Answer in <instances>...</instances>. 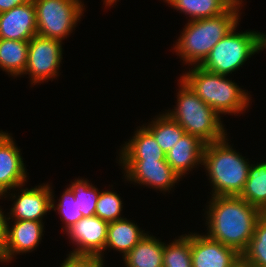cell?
Returning a JSON list of instances; mask_svg holds the SVG:
<instances>
[{
  "mask_svg": "<svg viewBox=\"0 0 266 267\" xmlns=\"http://www.w3.org/2000/svg\"><path fill=\"white\" fill-rule=\"evenodd\" d=\"M205 224L207 236L223 245L236 249L240 254L247 248L260 209L239 196H211Z\"/></svg>",
  "mask_w": 266,
  "mask_h": 267,
  "instance_id": "cell-1",
  "label": "cell"
},
{
  "mask_svg": "<svg viewBox=\"0 0 266 267\" xmlns=\"http://www.w3.org/2000/svg\"><path fill=\"white\" fill-rule=\"evenodd\" d=\"M238 5H232L225 13L211 18L191 20L183 28L174 49L186 63L200 66L211 49L239 24Z\"/></svg>",
  "mask_w": 266,
  "mask_h": 267,
  "instance_id": "cell-2",
  "label": "cell"
},
{
  "mask_svg": "<svg viewBox=\"0 0 266 267\" xmlns=\"http://www.w3.org/2000/svg\"><path fill=\"white\" fill-rule=\"evenodd\" d=\"M228 138L205 144L202 165L212 183V196H239L251 164L232 149Z\"/></svg>",
  "mask_w": 266,
  "mask_h": 267,
  "instance_id": "cell-3",
  "label": "cell"
},
{
  "mask_svg": "<svg viewBox=\"0 0 266 267\" xmlns=\"http://www.w3.org/2000/svg\"><path fill=\"white\" fill-rule=\"evenodd\" d=\"M193 67L180 78L214 111L219 115L245 111L251 100L246 90L228 80L226 75L209 72L200 66Z\"/></svg>",
  "mask_w": 266,
  "mask_h": 267,
  "instance_id": "cell-4",
  "label": "cell"
},
{
  "mask_svg": "<svg viewBox=\"0 0 266 267\" xmlns=\"http://www.w3.org/2000/svg\"><path fill=\"white\" fill-rule=\"evenodd\" d=\"M177 104L167 115L176 121L187 134L198 137L205 144L222 140L226 137L220 115L206 104L182 80H179Z\"/></svg>",
  "mask_w": 266,
  "mask_h": 267,
  "instance_id": "cell-5",
  "label": "cell"
},
{
  "mask_svg": "<svg viewBox=\"0 0 266 267\" xmlns=\"http://www.w3.org/2000/svg\"><path fill=\"white\" fill-rule=\"evenodd\" d=\"M235 30L236 27L211 49L200 67L227 76L242 67L249 57L264 49L263 33L247 30L236 33Z\"/></svg>",
  "mask_w": 266,
  "mask_h": 267,
  "instance_id": "cell-6",
  "label": "cell"
},
{
  "mask_svg": "<svg viewBox=\"0 0 266 267\" xmlns=\"http://www.w3.org/2000/svg\"><path fill=\"white\" fill-rule=\"evenodd\" d=\"M37 35L62 41L72 33L83 14L80 0H33Z\"/></svg>",
  "mask_w": 266,
  "mask_h": 267,
  "instance_id": "cell-7",
  "label": "cell"
},
{
  "mask_svg": "<svg viewBox=\"0 0 266 267\" xmlns=\"http://www.w3.org/2000/svg\"><path fill=\"white\" fill-rule=\"evenodd\" d=\"M62 41L34 36L29 41L27 66L23 74L30 75L31 84L59 76L62 58Z\"/></svg>",
  "mask_w": 266,
  "mask_h": 267,
  "instance_id": "cell-8",
  "label": "cell"
},
{
  "mask_svg": "<svg viewBox=\"0 0 266 267\" xmlns=\"http://www.w3.org/2000/svg\"><path fill=\"white\" fill-rule=\"evenodd\" d=\"M129 181L146 185L156 190L168 191L177 181L179 175L166 160H119Z\"/></svg>",
  "mask_w": 266,
  "mask_h": 267,
  "instance_id": "cell-9",
  "label": "cell"
},
{
  "mask_svg": "<svg viewBox=\"0 0 266 267\" xmlns=\"http://www.w3.org/2000/svg\"><path fill=\"white\" fill-rule=\"evenodd\" d=\"M108 222L93 215L82 217L79 222L66 230L70 240L77 245L71 251L76 255H95L103 259L105 250Z\"/></svg>",
  "mask_w": 266,
  "mask_h": 267,
  "instance_id": "cell-10",
  "label": "cell"
},
{
  "mask_svg": "<svg viewBox=\"0 0 266 267\" xmlns=\"http://www.w3.org/2000/svg\"><path fill=\"white\" fill-rule=\"evenodd\" d=\"M192 267H230L241 254L234 248L209 238L191 233Z\"/></svg>",
  "mask_w": 266,
  "mask_h": 267,
  "instance_id": "cell-11",
  "label": "cell"
},
{
  "mask_svg": "<svg viewBox=\"0 0 266 267\" xmlns=\"http://www.w3.org/2000/svg\"><path fill=\"white\" fill-rule=\"evenodd\" d=\"M37 35L33 1L0 13V39L30 41Z\"/></svg>",
  "mask_w": 266,
  "mask_h": 267,
  "instance_id": "cell-12",
  "label": "cell"
},
{
  "mask_svg": "<svg viewBox=\"0 0 266 267\" xmlns=\"http://www.w3.org/2000/svg\"><path fill=\"white\" fill-rule=\"evenodd\" d=\"M8 133L0 140V193H9L12 188L22 187L27 182L23 157L13 137Z\"/></svg>",
  "mask_w": 266,
  "mask_h": 267,
  "instance_id": "cell-13",
  "label": "cell"
},
{
  "mask_svg": "<svg viewBox=\"0 0 266 267\" xmlns=\"http://www.w3.org/2000/svg\"><path fill=\"white\" fill-rule=\"evenodd\" d=\"M43 222L15 220L14 225L7 223L6 244L2 262H9L17 253L32 252L39 245L43 235Z\"/></svg>",
  "mask_w": 266,
  "mask_h": 267,
  "instance_id": "cell-14",
  "label": "cell"
},
{
  "mask_svg": "<svg viewBox=\"0 0 266 267\" xmlns=\"http://www.w3.org/2000/svg\"><path fill=\"white\" fill-rule=\"evenodd\" d=\"M14 207L10 215L14 220H32L42 222L43 216L51 210L52 189L49 184L36 186L31 189H21L18 197L13 194Z\"/></svg>",
  "mask_w": 266,
  "mask_h": 267,
  "instance_id": "cell-15",
  "label": "cell"
},
{
  "mask_svg": "<svg viewBox=\"0 0 266 267\" xmlns=\"http://www.w3.org/2000/svg\"><path fill=\"white\" fill-rule=\"evenodd\" d=\"M204 147L198 137L185 133L166 153V161L181 178L196 165H202Z\"/></svg>",
  "mask_w": 266,
  "mask_h": 267,
  "instance_id": "cell-16",
  "label": "cell"
},
{
  "mask_svg": "<svg viewBox=\"0 0 266 267\" xmlns=\"http://www.w3.org/2000/svg\"><path fill=\"white\" fill-rule=\"evenodd\" d=\"M120 151L119 160H166L154 136L142 125Z\"/></svg>",
  "mask_w": 266,
  "mask_h": 267,
  "instance_id": "cell-17",
  "label": "cell"
},
{
  "mask_svg": "<svg viewBox=\"0 0 266 267\" xmlns=\"http://www.w3.org/2000/svg\"><path fill=\"white\" fill-rule=\"evenodd\" d=\"M147 235L135 223L121 218L108 224L105 249L111 248L123 253L124 256Z\"/></svg>",
  "mask_w": 266,
  "mask_h": 267,
  "instance_id": "cell-18",
  "label": "cell"
},
{
  "mask_svg": "<svg viewBox=\"0 0 266 267\" xmlns=\"http://www.w3.org/2000/svg\"><path fill=\"white\" fill-rule=\"evenodd\" d=\"M163 249L164 242L147 234L124 256L123 261L126 267H163Z\"/></svg>",
  "mask_w": 266,
  "mask_h": 267,
  "instance_id": "cell-19",
  "label": "cell"
},
{
  "mask_svg": "<svg viewBox=\"0 0 266 267\" xmlns=\"http://www.w3.org/2000/svg\"><path fill=\"white\" fill-rule=\"evenodd\" d=\"M29 41L0 39V67L13 77L22 75L27 66Z\"/></svg>",
  "mask_w": 266,
  "mask_h": 267,
  "instance_id": "cell-20",
  "label": "cell"
},
{
  "mask_svg": "<svg viewBox=\"0 0 266 267\" xmlns=\"http://www.w3.org/2000/svg\"><path fill=\"white\" fill-rule=\"evenodd\" d=\"M168 4L190 16V20L219 16L233 4L228 0H165Z\"/></svg>",
  "mask_w": 266,
  "mask_h": 267,
  "instance_id": "cell-21",
  "label": "cell"
},
{
  "mask_svg": "<svg viewBox=\"0 0 266 267\" xmlns=\"http://www.w3.org/2000/svg\"><path fill=\"white\" fill-rule=\"evenodd\" d=\"M151 123V124H150ZM144 126L155 138L160 148L167 153L186 133L185 130L167 114H160Z\"/></svg>",
  "mask_w": 266,
  "mask_h": 267,
  "instance_id": "cell-22",
  "label": "cell"
},
{
  "mask_svg": "<svg viewBox=\"0 0 266 267\" xmlns=\"http://www.w3.org/2000/svg\"><path fill=\"white\" fill-rule=\"evenodd\" d=\"M239 197L260 210L266 205V162L251 164L247 181Z\"/></svg>",
  "mask_w": 266,
  "mask_h": 267,
  "instance_id": "cell-23",
  "label": "cell"
},
{
  "mask_svg": "<svg viewBox=\"0 0 266 267\" xmlns=\"http://www.w3.org/2000/svg\"><path fill=\"white\" fill-rule=\"evenodd\" d=\"M163 267H192L191 234L181 235L167 245L164 243Z\"/></svg>",
  "mask_w": 266,
  "mask_h": 267,
  "instance_id": "cell-24",
  "label": "cell"
},
{
  "mask_svg": "<svg viewBox=\"0 0 266 267\" xmlns=\"http://www.w3.org/2000/svg\"><path fill=\"white\" fill-rule=\"evenodd\" d=\"M241 256L251 267H266V221L258 219L253 236Z\"/></svg>",
  "mask_w": 266,
  "mask_h": 267,
  "instance_id": "cell-25",
  "label": "cell"
},
{
  "mask_svg": "<svg viewBox=\"0 0 266 267\" xmlns=\"http://www.w3.org/2000/svg\"><path fill=\"white\" fill-rule=\"evenodd\" d=\"M88 182L87 179L83 180L82 178H78L69 186L74 194L75 202L81 208L80 212L83 217L95 215L96 204L100 195L98 189L92 183L90 184Z\"/></svg>",
  "mask_w": 266,
  "mask_h": 267,
  "instance_id": "cell-26",
  "label": "cell"
},
{
  "mask_svg": "<svg viewBox=\"0 0 266 267\" xmlns=\"http://www.w3.org/2000/svg\"><path fill=\"white\" fill-rule=\"evenodd\" d=\"M54 195L52 191L51 197V210H58V214H60L61 221L64 222L65 231L69 229L71 226L75 225L77 222L81 220L83 215L81 214V208L75 202L74 194L70 188H66L63 192V195L59 199V204L55 207L54 203Z\"/></svg>",
  "mask_w": 266,
  "mask_h": 267,
  "instance_id": "cell-27",
  "label": "cell"
},
{
  "mask_svg": "<svg viewBox=\"0 0 266 267\" xmlns=\"http://www.w3.org/2000/svg\"><path fill=\"white\" fill-rule=\"evenodd\" d=\"M122 204L117 193L111 190L101 191L96 204L95 216L108 223L121 219Z\"/></svg>",
  "mask_w": 266,
  "mask_h": 267,
  "instance_id": "cell-28",
  "label": "cell"
},
{
  "mask_svg": "<svg viewBox=\"0 0 266 267\" xmlns=\"http://www.w3.org/2000/svg\"><path fill=\"white\" fill-rule=\"evenodd\" d=\"M60 267H101L104 261L100 256L68 254Z\"/></svg>",
  "mask_w": 266,
  "mask_h": 267,
  "instance_id": "cell-29",
  "label": "cell"
},
{
  "mask_svg": "<svg viewBox=\"0 0 266 267\" xmlns=\"http://www.w3.org/2000/svg\"><path fill=\"white\" fill-rule=\"evenodd\" d=\"M3 195L4 194L0 193L1 197ZM3 213L4 212H2V209H0V262H2L5 244H6L7 221H9V219H11L10 217L6 218V216Z\"/></svg>",
  "mask_w": 266,
  "mask_h": 267,
  "instance_id": "cell-30",
  "label": "cell"
},
{
  "mask_svg": "<svg viewBox=\"0 0 266 267\" xmlns=\"http://www.w3.org/2000/svg\"><path fill=\"white\" fill-rule=\"evenodd\" d=\"M31 1L33 0H0V13Z\"/></svg>",
  "mask_w": 266,
  "mask_h": 267,
  "instance_id": "cell-31",
  "label": "cell"
},
{
  "mask_svg": "<svg viewBox=\"0 0 266 267\" xmlns=\"http://www.w3.org/2000/svg\"><path fill=\"white\" fill-rule=\"evenodd\" d=\"M230 267H251L248 262L241 256L236 262Z\"/></svg>",
  "mask_w": 266,
  "mask_h": 267,
  "instance_id": "cell-32",
  "label": "cell"
},
{
  "mask_svg": "<svg viewBox=\"0 0 266 267\" xmlns=\"http://www.w3.org/2000/svg\"><path fill=\"white\" fill-rule=\"evenodd\" d=\"M260 217L266 221V205L260 210Z\"/></svg>",
  "mask_w": 266,
  "mask_h": 267,
  "instance_id": "cell-33",
  "label": "cell"
},
{
  "mask_svg": "<svg viewBox=\"0 0 266 267\" xmlns=\"http://www.w3.org/2000/svg\"><path fill=\"white\" fill-rule=\"evenodd\" d=\"M230 3H232L233 5H238L242 7V0H228Z\"/></svg>",
  "mask_w": 266,
  "mask_h": 267,
  "instance_id": "cell-34",
  "label": "cell"
},
{
  "mask_svg": "<svg viewBox=\"0 0 266 267\" xmlns=\"http://www.w3.org/2000/svg\"><path fill=\"white\" fill-rule=\"evenodd\" d=\"M117 0H104V3H106L105 6H111L113 5V3L115 2L116 3Z\"/></svg>",
  "mask_w": 266,
  "mask_h": 267,
  "instance_id": "cell-35",
  "label": "cell"
},
{
  "mask_svg": "<svg viewBox=\"0 0 266 267\" xmlns=\"http://www.w3.org/2000/svg\"><path fill=\"white\" fill-rule=\"evenodd\" d=\"M6 134H7L6 132H2V131H0V140H1Z\"/></svg>",
  "mask_w": 266,
  "mask_h": 267,
  "instance_id": "cell-36",
  "label": "cell"
}]
</instances>
